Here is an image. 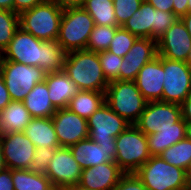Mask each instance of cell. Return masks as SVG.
I'll use <instances>...</instances> for the list:
<instances>
[{
    "label": "cell",
    "mask_w": 191,
    "mask_h": 190,
    "mask_svg": "<svg viewBox=\"0 0 191 190\" xmlns=\"http://www.w3.org/2000/svg\"><path fill=\"white\" fill-rule=\"evenodd\" d=\"M81 6L93 18L95 25L119 26L114 12L113 1L84 0Z\"/></svg>",
    "instance_id": "83f0119b"
},
{
    "label": "cell",
    "mask_w": 191,
    "mask_h": 190,
    "mask_svg": "<svg viewBox=\"0 0 191 190\" xmlns=\"http://www.w3.org/2000/svg\"><path fill=\"white\" fill-rule=\"evenodd\" d=\"M32 118L23 102L11 101L0 111V134L23 132Z\"/></svg>",
    "instance_id": "603a6c76"
},
{
    "label": "cell",
    "mask_w": 191,
    "mask_h": 190,
    "mask_svg": "<svg viewBox=\"0 0 191 190\" xmlns=\"http://www.w3.org/2000/svg\"><path fill=\"white\" fill-rule=\"evenodd\" d=\"M182 119L191 121V94L180 104Z\"/></svg>",
    "instance_id": "7bdbcfd3"
},
{
    "label": "cell",
    "mask_w": 191,
    "mask_h": 190,
    "mask_svg": "<svg viewBox=\"0 0 191 190\" xmlns=\"http://www.w3.org/2000/svg\"><path fill=\"white\" fill-rule=\"evenodd\" d=\"M7 169H29L36 147L23 132L1 134Z\"/></svg>",
    "instance_id": "5bb4252c"
},
{
    "label": "cell",
    "mask_w": 191,
    "mask_h": 190,
    "mask_svg": "<svg viewBox=\"0 0 191 190\" xmlns=\"http://www.w3.org/2000/svg\"><path fill=\"white\" fill-rule=\"evenodd\" d=\"M187 63L191 66V49H190V53L187 59Z\"/></svg>",
    "instance_id": "816d5d0a"
},
{
    "label": "cell",
    "mask_w": 191,
    "mask_h": 190,
    "mask_svg": "<svg viewBox=\"0 0 191 190\" xmlns=\"http://www.w3.org/2000/svg\"><path fill=\"white\" fill-rule=\"evenodd\" d=\"M119 27L120 26L95 25L90 34L86 50L96 53L107 50Z\"/></svg>",
    "instance_id": "f546056e"
},
{
    "label": "cell",
    "mask_w": 191,
    "mask_h": 190,
    "mask_svg": "<svg viewBox=\"0 0 191 190\" xmlns=\"http://www.w3.org/2000/svg\"><path fill=\"white\" fill-rule=\"evenodd\" d=\"M23 133L32 141L35 147L59 148L53 120L48 118H32Z\"/></svg>",
    "instance_id": "7402d4cb"
},
{
    "label": "cell",
    "mask_w": 191,
    "mask_h": 190,
    "mask_svg": "<svg viewBox=\"0 0 191 190\" xmlns=\"http://www.w3.org/2000/svg\"><path fill=\"white\" fill-rule=\"evenodd\" d=\"M188 13H191V0H188Z\"/></svg>",
    "instance_id": "f5cc1de1"
},
{
    "label": "cell",
    "mask_w": 191,
    "mask_h": 190,
    "mask_svg": "<svg viewBox=\"0 0 191 190\" xmlns=\"http://www.w3.org/2000/svg\"><path fill=\"white\" fill-rule=\"evenodd\" d=\"M57 149L58 148L37 147L29 170L46 175L50 160L53 158Z\"/></svg>",
    "instance_id": "e575fe53"
},
{
    "label": "cell",
    "mask_w": 191,
    "mask_h": 190,
    "mask_svg": "<svg viewBox=\"0 0 191 190\" xmlns=\"http://www.w3.org/2000/svg\"><path fill=\"white\" fill-rule=\"evenodd\" d=\"M181 20L186 26V29L191 37V13H187L181 17Z\"/></svg>",
    "instance_id": "f6af8a7d"
},
{
    "label": "cell",
    "mask_w": 191,
    "mask_h": 190,
    "mask_svg": "<svg viewBox=\"0 0 191 190\" xmlns=\"http://www.w3.org/2000/svg\"><path fill=\"white\" fill-rule=\"evenodd\" d=\"M135 174L147 190H189L185 170L167 163L160 156H151Z\"/></svg>",
    "instance_id": "52a82bcc"
},
{
    "label": "cell",
    "mask_w": 191,
    "mask_h": 190,
    "mask_svg": "<svg viewBox=\"0 0 191 190\" xmlns=\"http://www.w3.org/2000/svg\"><path fill=\"white\" fill-rule=\"evenodd\" d=\"M63 71L80 90L105 92L109 84L98 53L94 51L83 49L66 53Z\"/></svg>",
    "instance_id": "7a4b0ae2"
},
{
    "label": "cell",
    "mask_w": 191,
    "mask_h": 190,
    "mask_svg": "<svg viewBox=\"0 0 191 190\" xmlns=\"http://www.w3.org/2000/svg\"><path fill=\"white\" fill-rule=\"evenodd\" d=\"M185 175H186V182L188 185V189L190 190L191 189V162L185 170Z\"/></svg>",
    "instance_id": "c3c4849f"
},
{
    "label": "cell",
    "mask_w": 191,
    "mask_h": 190,
    "mask_svg": "<svg viewBox=\"0 0 191 190\" xmlns=\"http://www.w3.org/2000/svg\"><path fill=\"white\" fill-rule=\"evenodd\" d=\"M157 56V40L153 38H138L123 57L120 66V80L135 81L139 70Z\"/></svg>",
    "instance_id": "2e32d148"
},
{
    "label": "cell",
    "mask_w": 191,
    "mask_h": 190,
    "mask_svg": "<svg viewBox=\"0 0 191 190\" xmlns=\"http://www.w3.org/2000/svg\"><path fill=\"white\" fill-rule=\"evenodd\" d=\"M62 190H90V189L83 188L79 184H77V185L66 187Z\"/></svg>",
    "instance_id": "f907efd6"
},
{
    "label": "cell",
    "mask_w": 191,
    "mask_h": 190,
    "mask_svg": "<svg viewBox=\"0 0 191 190\" xmlns=\"http://www.w3.org/2000/svg\"><path fill=\"white\" fill-rule=\"evenodd\" d=\"M144 0H113L117 24L122 26L139 8Z\"/></svg>",
    "instance_id": "836d02e7"
},
{
    "label": "cell",
    "mask_w": 191,
    "mask_h": 190,
    "mask_svg": "<svg viewBox=\"0 0 191 190\" xmlns=\"http://www.w3.org/2000/svg\"><path fill=\"white\" fill-rule=\"evenodd\" d=\"M52 120L60 147H67L87 139V119L71 112L68 108L57 109Z\"/></svg>",
    "instance_id": "9a60e30c"
},
{
    "label": "cell",
    "mask_w": 191,
    "mask_h": 190,
    "mask_svg": "<svg viewBox=\"0 0 191 190\" xmlns=\"http://www.w3.org/2000/svg\"><path fill=\"white\" fill-rule=\"evenodd\" d=\"M182 118L181 106L175 103L150 101L134 124L145 135L157 132V129L177 128Z\"/></svg>",
    "instance_id": "8fae6325"
},
{
    "label": "cell",
    "mask_w": 191,
    "mask_h": 190,
    "mask_svg": "<svg viewBox=\"0 0 191 190\" xmlns=\"http://www.w3.org/2000/svg\"><path fill=\"white\" fill-rule=\"evenodd\" d=\"M94 20L82 6H67L63 9L57 42L68 53L86 49Z\"/></svg>",
    "instance_id": "277c9868"
},
{
    "label": "cell",
    "mask_w": 191,
    "mask_h": 190,
    "mask_svg": "<svg viewBox=\"0 0 191 190\" xmlns=\"http://www.w3.org/2000/svg\"><path fill=\"white\" fill-rule=\"evenodd\" d=\"M167 163L186 170L191 162V141L186 137L159 155Z\"/></svg>",
    "instance_id": "f1b7e54d"
},
{
    "label": "cell",
    "mask_w": 191,
    "mask_h": 190,
    "mask_svg": "<svg viewBox=\"0 0 191 190\" xmlns=\"http://www.w3.org/2000/svg\"><path fill=\"white\" fill-rule=\"evenodd\" d=\"M124 172L115 161L82 169L79 185L90 190H113Z\"/></svg>",
    "instance_id": "ac0fdd59"
},
{
    "label": "cell",
    "mask_w": 191,
    "mask_h": 190,
    "mask_svg": "<svg viewBox=\"0 0 191 190\" xmlns=\"http://www.w3.org/2000/svg\"><path fill=\"white\" fill-rule=\"evenodd\" d=\"M137 39V36L133 35L128 30H125L120 26L116 30L107 50L123 58L131 49Z\"/></svg>",
    "instance_id": "d6a6232c"
},
{
    "label": "cell",
    "mask_w": 191,
    "mask_h": 190,
    "mask_svg": "<svg viewBox=\"0 0 191 190\" xmlns=\"http://www.w3.org/2000/svg\"><path fill=\"white\" fill-rule=\"evenodd\" d=\"M69 148L82 169L114 161L116 157V149L100 147L90 138L81 140Z\"/></svg>",
    "instance_id": "d6986e66"
},
{
    "label": "cell",
    "mask_w": 191,
    "mask_h": 190,
    "mask_svg": "<svg viewBox=\"0 0 191 190\" xmlns=\"http://www.w3.org/2000/svg\"><path fill=\"white\" fill-rule=\"evenodd\" d=\"M12 180L14 190H55L46 175L29 169H12Z\"/></svg>",
    "instance_id": "4316f807"
},
{
    "label": "cell",
    "mask_w": 191,
    "mask_h": 190,
    "mask_svg": "<svg viewBox=\"0 0 191 190\" xmlns=\"http://www.w3.org/2000/svg\"><path fill=\"white\" fill-rule=\"evenodd\" d=\"M25 108L33 118H48L57 111L49 99L48 86L44 81L37 83L23 100Z\"/></svg>",
    "instance_id": "cb8c5ba5"
},
{
    "label": "cell",
    "mask_w": 191,
    "mask_h": 190,
    "mask_svg": "<svg viewBox=\"0 0 191 190\" xmlns=\"http://www.w3.org/2000/svg\"><path fill=\"white\" fill-rule=\"evenodd\" d=\"M19 15L11 10H0V52L3 53L19 28Z\"/></svg>",
    "instance_id": "4dcf8cb0"
},
{
    "label": "cell",
    "mask_w": 191,
    "mask_h": 190,
    "mask_svg": "<svg viewBox=\"0 0 191 190\" xmlns=\"http://www.w3.org/2000/svg\"><path fill=\"white\" fill-rule=\"evenodd\" d=\"M14 0H0V10H11L13 11Z\"/></svg>",
    "instance_id": "bcb514c9"
},
{
    "label": "cell",
    "mask_w": 191,
    "mask_h": 190,
    "mask_svg": "<svg viewBox=\"0 0 191 190\" xmlns=\"http://www.w3.org/2000/svg\"><path fill=\"white\" fill-rule=\"evenodd\" d=\"M100 65L103 75L108 83L120 80V66L123 61L122 57H119L108 50L98 53Z\"/></svg>",
    "instance_id": "1f68e13d"
},
{
    "label": "cell",
    "mask_w": 191,
    "mask_h": 190,
    "mask_svg": "<svg viewBox=\"0 0 191 190\" xmlns=\"http://www.w3.org/2000/svg\"><path fill=\"white\" fill-rule=\"evenodd\" d=\"M2 54V61L40 67L46 73L63 71L66 57V52L57 40H39L21 27L16 30L9 46Z\"/></svg>",
    "instance_id": "6da1fadb"
},
{
    "label": "cell",
    "mask_w": 191,
    "mask_h": 190,
    "mask_svg": "<svg viewBox=\"0 0 191 190\" xmlns=\"http://www.w3.org/2000/svg\"><path fill=\"white\" fill-rule=\"evenodd\" d=\"M12 101L0 72V111Z\"/></svg>",
    "instance_id": "ab89813d"
},
{
    "label": "cell",
    "mask_w": 191,
    "mask_h": 190,
    "mask_svg": "<svg viewBox=\"0 0 191 190\" xmlns=\"http://www.w3.org/2000/svg\"><path fill=\"white\" fill-rule=\"evenodd\" d=\"M177 19L179 18L173 12L156 9V26H153V39H159Z\"/></svg>",
    "instance_id": "d590c367"
},
{
    "label": "cell",
    "mask_w": 191,
    "mask_h": 190,
    "mask_svg": "<svg viewBox=\"0 0 191 190\" xmlns=\"http://www.w3.org/2000/svg\"><path fill=\"white\" fill-rule=\"evenodd\" d=\"M104 102L105 92L80 90L71 98L67 108L88 119Z\"/></svg>",
    "instance_id": "484cf974"
},
{
    "label": "cell",
    "mask_w": 191,
    "mask_h": 190,
    "mask_svg": "<svg viewBox=\"0 0 191 190\" xmlns=\"http://www.w3.org/2000/svg\"><path fill=\"white\" fill-rule=\"evenodd\" d=\"M163 79V57L158 55L139 70L134 82L148 102L162 101Z\"/></svg>",
    "instance_id": "e0dca14e"
},
{
    "label": "cell",
    "mask_w": 191,
    "mask_h": 190,
    "mask_svg": "<svg viewBox=\"0 0 191 190\" xmlns=\"http://www.w3.org/2000/svg\"><path fill=\"white\" fill-rule=\"evenodd\" d=\"M185 136L191 141V121H185Z\"/></svg>",
    "instance_id": "681fc988"
},
{
    "label": "cell",
    "mask_w": 191,
    "mask_h": 190,
    "mask_svg": "<svg viewBox=\"0 0 191 190\" xmlns=\"http://www.w3.org/2000/svg\"><path fill=\"white\" fill-rule=\"evenodd\" d=\"M0 190H14L11 169H5L0 172Z\"/></svg>",
    "instance_id": "f35d334b"
},
{
    "label": "cell",
    "mask_w": 191,
    "mask_h": 190,
    "mask_svg": "<svg viewBox=\"0 0 191 190\" xmlns=\"http://www.w3.org/2000/svg\"><path fill=\"white\" fill-rule=\"evenodd\" d=\"M2 58H3V54L0 52V66H1Z\"/></svg>",
    "instance_id": "db71d44e"
},
{
    "label": "cell",
    "mask_w": 191,
    "mask_h": 190,
    "mask_svg": "<svg viewBox=\"0 0 191 190\" xmlns=\"http://www.w3.org/2000/svg\"><path fill=\"white\" fill-rule=\"evenodd\" d=\"M155 9L165 12H173V0H145Z\"/></svg>",
    "instance_id": "60d3db41"
},
{
    "label": "cell",
    "mask_w": 191,
    "mask_h": 190,
    "mask_svg": "<svg viewBox=\"0 0 191 190\" xmlns=\"http://www.w3.org/2000/svg\"><path fill=\"white\" fill-rule=\"evenodd\" d=\"M114 161L124 173H135L151 157L147 135L130 124L116 138Z\"/></svg>",
    "instance_id": "8992f818"
},
{
    "label": "cell",
    "mask_w": 191,
    "mask_h": 190,
    "mask_svg": "<svg viewBox=\"0 0 191 190\" xmlns=\"http://www.w3.org/2000/svg\"><path fill=\"white\" fill-rule=\"evenodd\" d=\"M42 2L43 0H14L13 11L20 15L22 12L31 9Z\"/></svg>",
    "instance_id": "74e56055"
},
{
    "label": "cell",
    "mask_w": 191,
    "mask_h": 190,
    "mask_svg": "<svg viewBox=\"0 0 191 190\" xmlns=\"http://www.w3.org/2000/svg\"><path fill=\"white\" fill-rule=\"evenodd\" d=\"M7 169L5 164L4 155H3V147L1 142V134H0V172Z\"/></svg>",
    "instance_id": "7dc6e473"
},
{
    "label": "cell",
    "mask_w": 191,
    "mask_h": 190,
    "mask_svg": "<svg viewBox=\"0 0 191 190\" xmlns=\"http://www.w3.org/2000/svg\"><path fill=\"white\" fill-rule=\"evenodd\" d=\"M173 13L181 18L188 13V0H173Z\"/></svg>",
    "instance_id": "b9f144b4"
},
{
    "label": "cell",
    "mask_w": 191,
    "mask_h": 190,
    "mask_svg": "<svg viewBox=\"0 0 191 190\" xmlns=\"http://www.w3.org/2000/svg\"><path fill=\"white\" fill-rule=\"evenodd\" d=\"M153 26H156V9L144 0L121 27L138 38H153Z\"/></svg>",
    "instance_id": "44dd1931"
},
{
    "label": "cell",
    "mask_w": 191,
    "mask_h": 190,
    "mask_svg": "<svg viewBox=\"0 0 191 190\" xmlns=\"http://www.w3.org/2000/svg\"><path fill=\"white\" fill-rule=\"evenodd\" d=\"M190 49L191 37L181 18L157 39L158 55L170 60L187 62Z\"/></svg>",
    "instance_id": "4fadbf2b"
},
{
    "label": "cell",
    "mask_w": 191,
    "mask_h": 190,
    "mask_svg": "<svg viewBox=\"0 0 191 190\" xmlns=\"http://www.w3.org/2000/svg\"><path fill=\"white\" fill-rule=\"evenodd\" d=\"M87 124L88 138L105 149H116L115 138L130 125L105 102L87 119Z\"/></svg>",
    "instance_id": "9c48e42d"
},
{
    "label": "cell",
    "mask_w": 191,
    "mask_h": 190,
    "mask_svg": "<svg viewBox=\"0 0 191 190\" xmlns=\"http://www.w3.org/2000/svg\"><path fill=\"white\" fill-rule=\"evenodd\" d=\"M185 137V121L182 118L177 122V128L157 129L156 133L147 135L150 155L159 156Z\"/></svg>",
    "instance_id": "d4e9b609"
},
{
    "label": "cell",
    "mask_w": 191,
    "mask_h": 190,
    "mask_svg": "<svg viewBox=\"0 0 191 190\" xmlns=\"http://www.w3.org/2000/svg\"><path fill=\"white\" fill-rule=\"evenodd\" d=\"M56 2L62 7H67V6H81L84 0H56Z\"/></svg>",
    "instance_id": "ee69618b"
},
{
    "label": "cell",
    "mask_w": 191,
    "mask_h": 190,
    "mask_svg": "<svg viewBox=\"0 0 191 190\" xmlns=\"http://www.w3.org/2000/svg\"><path fill=\"white\" fill-rule=\"evenodd\" d=\"M63 9L56 1H43L19 15V26L39 40H57Z\"/></svg>",
    "instance_id": "3957f363"
},
{
    "label": "cell",
    "mask_w": 191,
    "mask_h": 190,
    "mask_svg": "<svg viewBox=\"0 0 191 190\" xmlns=\"http://www.w3.org/2000/svg\"><path fill=\"white\" fill-rule=\"evenodd\" d=\"M113 190H147L135 173H124Z\"/></svg>",
    "instance_id": "8d00e7d4"
},
{
    "label": "cell",
    "mask_w": 191,
    "mask_h": 190,
    "mask_svg": "<svg viewBox=\"0 0 191 190\" xmlns=\"http://www.w3.org/2000/svg\"><path fill=\"white\" fill-rule=\"evenodd\" d=\"M82 168L74 159L70 148L59 147L50 160L46 176L55 190L77 185L80 181Z\"/></svg>",
    "instance_id": "7c38bea8"
},
{
    "label": "cell",
    "mask_w": 191,
    "mask_h": 190,
    "mask_svg": "<svg viewBox=\"0 0 191 190\" xmlns=\"http://www.w3.org/2000/svg\"><path fill=\"white\" fill-rule=\"evenodd\" d=\"M0 72L12 101L18 102H23L34 86L46 77L40 67L13 61H1Z\"/></svg>",
    "instance_id": "ba28073f"
},
{
    "label": "cell",
    "mask_w": 191,
    "mask_h": 190,
    "mask_svg": "<svg viewBox=\"0 0 191 190\" xmlns=\"http://www.w3.org/2000/svg\"><path fill=\"white\" fill-rule=\"evenodd\" d=\"M162 102L181 104L191 94V66L163 57Z\"/></svg>",
    "instance_id": "30bf717a"
},
{
    "label": "cell",
    "mask_w": 191,
    "mask_h": 190,
    "mask_svg": "<svg viewBox=\"0 0 191 190\" xmlns=\"http://www.w3.org/2000/svg\"><path fill=\"white\" fill-rule=\"evenodd\" d=\"M105 103L130 124H135L148 101L143 97L134 81L110 82L105 91Z\"/></svg>",
    "instance_id": "5b68a950"
},
{
    "label": "cell",
    "mask_w": 191,
    "mask_h": 190,
    "mask_svg": "<svg viewBox=\"0 0 191 190\" xmlns=\"http://www.w3.org/2000/svg\"><path fill=\"white\" fill-rule=\"evenodd\" d=\"M45 82L49 99L56 109L67 108L71 98L80 91L64 71L46 73Z\"/></svg>",
    "instance_id": "ffe728a7"
}]
</instances>
